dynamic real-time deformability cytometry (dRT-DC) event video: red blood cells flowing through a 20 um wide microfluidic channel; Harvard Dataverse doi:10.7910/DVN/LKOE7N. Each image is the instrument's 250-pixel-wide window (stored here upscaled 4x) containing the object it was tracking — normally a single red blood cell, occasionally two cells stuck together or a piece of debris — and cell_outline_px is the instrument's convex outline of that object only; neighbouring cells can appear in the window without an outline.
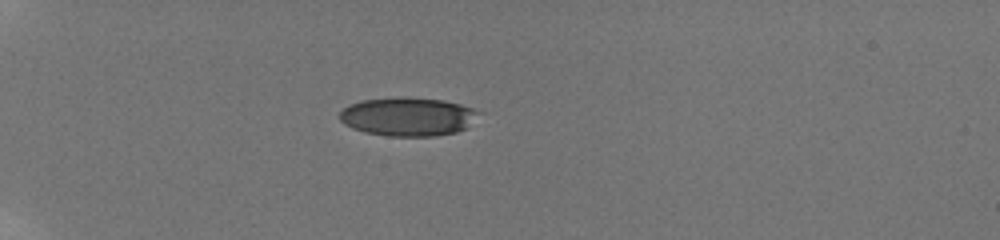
{"species": "human", "species_latin": "Homo sapiens", "temperature_condition": "room temperature", "stored_images_in_passage": 39, "camera_frame_rate_fps": 3000, "um_per_image_px": 0.085, "donor": {"sex": "male"}, "frame": {"image": 1, "passage_image": 1, "time_ms": 0.0, "image_size_px": [1000, 240], "cell_outline_px": [[484, 112], [468, 128], [456, 132], [436, 136], [388, 136], [368, 132], [352, 128], [344, 124], [340, 120], [340, 112], [348, 104], [360, 100], [400, 96], [404, 96], [444, 100], [460, 104]], "centroid_in_image_um": [34.72, 9.9], "position_along_channel_um": 50.3, "area_um2": 31.85}}
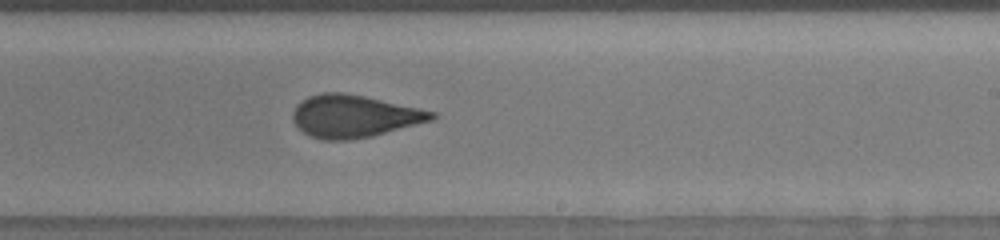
{"frame": {"image": 2, "passage_image": 21, "time_ms": 6.667, "image_size_px": [1000, 240], "cell_outline_px": [[436, 116], [432, 120], [372, 136], [348, 140], [324, 140], [312, 136], [304, 132], [292, 120], [292, 112], [308, 96], [324, 92], [344, 92], [364, 96], [436, 112]], "centroid_in_image_um": [30.09, 9.87], "position_along_channel_um": 258.9, "area_um2": 33.87}}
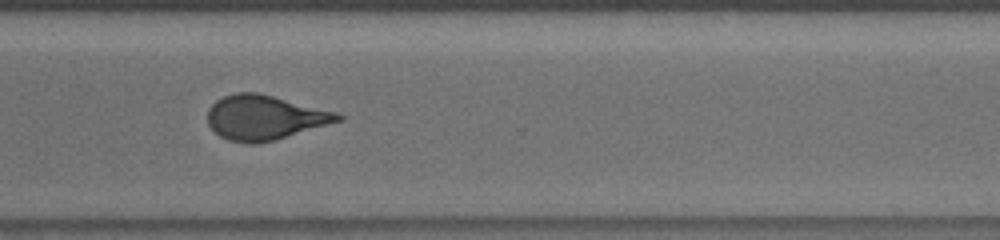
{"frame": {"image": 3, "passage_image": 28, "time_ms": 9.0, "image_size_px": [1000, 240], "cell_outline_px": [[344, 120], [276, 140], [256, 144], [248, 144], [228, 140], [220, 136], [208, 124], [208, 108], [216, 100], [224, 96], [236, 92], [260, 92], [336, 112], [344, 116]], "centroid_in_image_um": [22.51, 9.99], "position_along_channel_um": 348.1, "area_um2": 34.1}, "authors_computed_cell_mechanics": {"area_um2": 33.8708, "velocity_mm_per_s": 3.8275, "shape_relaxation_time_tau1_ms": 4.6665, "shape_relaxation_time_tau2_ms": 1.1611, "deformation_change_tau1": 0.1672, "deformation_change_tau2": 0.0809}}